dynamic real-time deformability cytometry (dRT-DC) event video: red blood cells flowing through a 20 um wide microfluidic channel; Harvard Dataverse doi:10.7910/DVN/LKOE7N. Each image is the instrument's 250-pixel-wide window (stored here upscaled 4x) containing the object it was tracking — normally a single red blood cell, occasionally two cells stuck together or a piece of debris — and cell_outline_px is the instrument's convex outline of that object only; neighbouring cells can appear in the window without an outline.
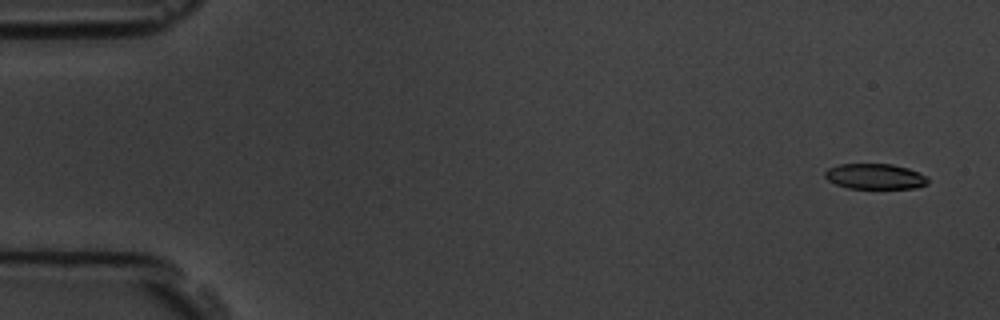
{"species": "common noctule bat (a hibernating species)", "species_latin": "Nyctalus noctula", "temperature_condition": "room temperature", "stored_images_in_passage": 4, "camera_frame_rate_fps": 3000, "um_per_image_px": 0.085, "animal": {"sex": "male", "body_mass_g": 19.5, "forearm_length_mm": 54.6}, "frame": {"image": 1, "passage_image": 1, "time_ms": 0.0, "image_size_px": [1000, 320], "cell_outline_px": [[928, 184], [916, 188], [848, 188], [836, 184], [828, 180], [824, 176], [824, 172], [828, 168], [840, 164], [892, 164], [908, 168], [928, 176]], "centroid_in_image_um": [74.39, 14.99], "position_along_channel_um": 10.6, "area_um2": 15.32}}
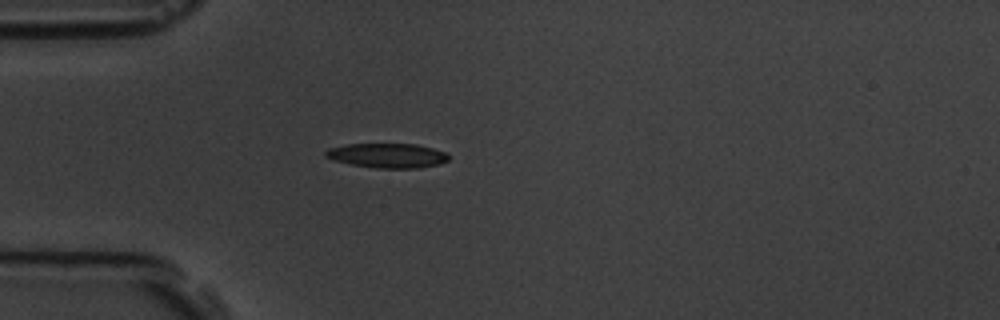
{"frame": {"image": 2, "passage_image": 4, "time_ms": 4.333, "image_size_px": [1000, 320], "cell_outline_px": [[448, 160], [440, 164], [420, 168], [376, 168], [352, 164], [336, 160], [324, 156], [324, 152], [328, 148], [348, 144], [416, 144], [432, 148], [444, 152], [448, 156]], "centroid_in_image_um": [32.93, 13.22], "position_along_channel_um": 52.1, "area_um2": 17.46}}